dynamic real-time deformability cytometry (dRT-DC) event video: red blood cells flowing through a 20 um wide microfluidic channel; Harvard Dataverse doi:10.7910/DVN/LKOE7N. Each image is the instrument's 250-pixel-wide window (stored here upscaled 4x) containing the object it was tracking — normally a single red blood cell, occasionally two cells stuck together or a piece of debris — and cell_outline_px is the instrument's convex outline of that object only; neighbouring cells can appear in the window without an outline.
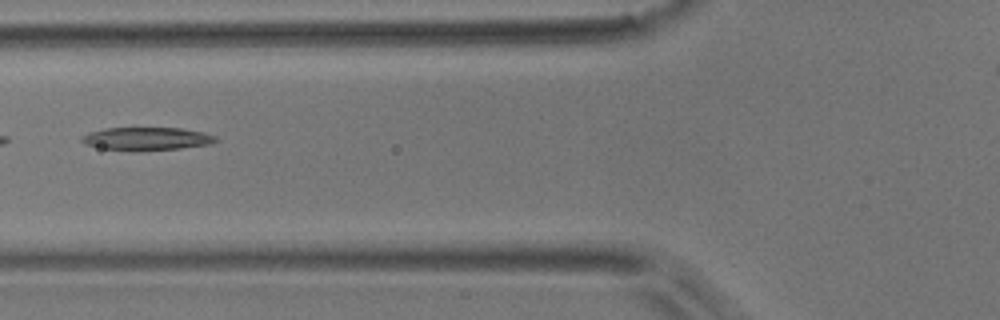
{"species": "common noctule bat (a hibernating species)", "species_latin": "Nyctalus noctula", "temperature_condition": "room temperature", "stored_images_in_passage": 6, "camera_frame_rate_fps": 3000, "um_per_image_px": 0.085, "animal": {"sex": "male", "body_mass_g": 17.9}, "frame": {"image": 1, "passage_image": 3, "time_ms": 2.333, "image_size_px": [1000, 320], "cell_outline_px": [[220, 140], [212, 144], [180, 148], [132, 152], [100, 148], [88, 144], [80, 140], [80, 136], [88, 132], [104, 128], [180, 128], [204, 132], [216, 136]], "centroid_in_image_um": [12.47, 11.8], "position_along_channel_um": 113.3, "area_um2": 18.32}}
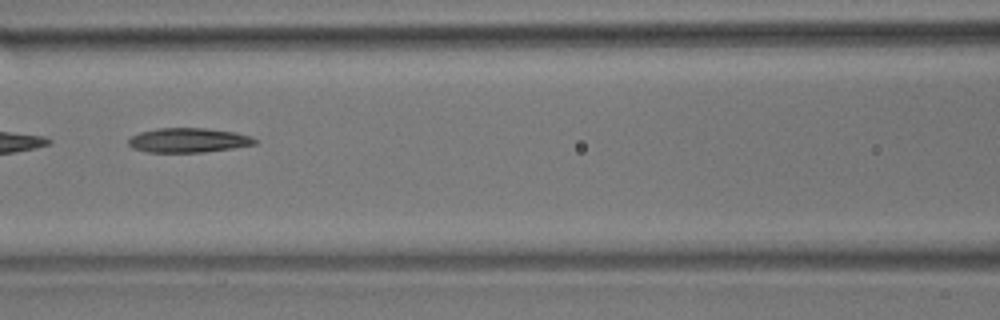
{"frame": {"image": 2, "passage_image": 4, "time_ms": 3.333, "image_size_px": [1000, 320], "cell_outline_px": [[256, 144], [232, 148], [204, 152], [148, 152], [132, 148], [128, 144], [128, 140], [132, 136], [140, 132], [156, 128], [204, 128], [236, 132], [252, 136], [256, 140]], "centroid_in_image_um": [16.01, 11.91], "position_along_channel_um": 150.6, "area_um2": 18.03}}
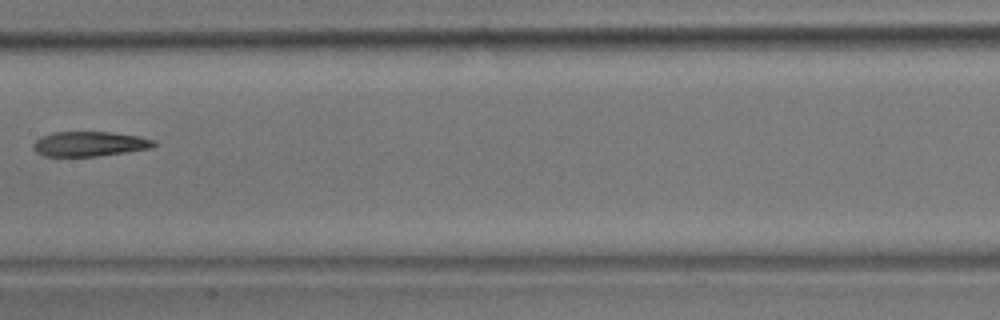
{"frame": {"image": 3, "passage_image": 5, "time_ms": 4.667, "image_size_px": [1000, 320], "cell_outline_px": [[156, 144], [152, 148], [96, 156], [44, 156], [36, 152], [32, 148], [32, 144], [40, 136], [52, 132], [112, 132], [140, 136], [156, 140]], "centroid_in_image_um": [7.6, 12.22], "position_along_channel_um": 199.8, "area_um2": 17.57}}